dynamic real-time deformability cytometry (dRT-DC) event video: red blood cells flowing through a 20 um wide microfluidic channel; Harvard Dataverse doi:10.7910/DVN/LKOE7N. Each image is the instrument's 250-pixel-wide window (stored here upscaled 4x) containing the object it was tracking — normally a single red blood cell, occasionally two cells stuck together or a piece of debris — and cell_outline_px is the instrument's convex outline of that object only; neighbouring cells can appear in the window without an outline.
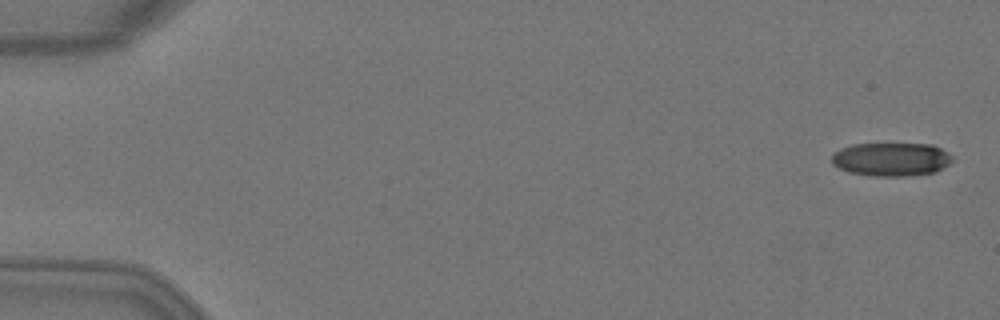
{"species": "Egyptian fruit bat (a non-hibernating species)", "species_latin": "Rousettus aegyptiacus", "temperature_condition": "warm", "stored_images_in_passage": 4, "camera_frame_rate_fps": 3000, "um_per_image_px": 0.085, "animal": {"sex": "female"}, "frame": {"image": 1, "passage_image": 1, "time_ms": 0.0, "image_size_px": [1000, 320], "cell_outline_px": [[952, 160], [948, 164], [936, 172], [908, 176], [872, 176], [848, 172], [832, 164], [832, 156], [840, 148], [852, 144], [932, 144], [948, 152], [952, 156]], "centroid_in_image_um": [75.76, 13.54], "position_along_channel_um": 9.2, "area_um2": 23.58}}
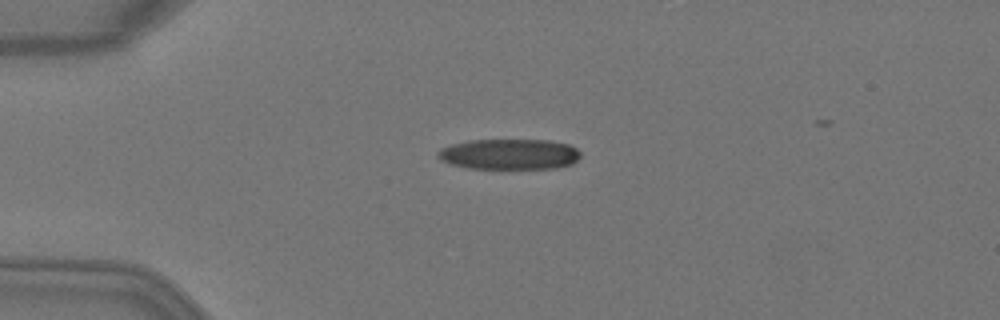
{"frame": {"image": 2, "passage_image": 4, "time_ms": 1.0, "image_size_px": [1000, 320], "cell_outline_px": [[580, 156], [572, 164], [556, 168], [468, 168], [448, 164], [440, 160], [436, 156], [436, 152], [440, 148], [452, 144], [468, 140], [548, 140], [568, 144], [576, 148], [580, 152]], "centroid_in_image_um": [43.24, 13.1], "position_along_channel_um": 41.8, "area_um2": 25.55}}